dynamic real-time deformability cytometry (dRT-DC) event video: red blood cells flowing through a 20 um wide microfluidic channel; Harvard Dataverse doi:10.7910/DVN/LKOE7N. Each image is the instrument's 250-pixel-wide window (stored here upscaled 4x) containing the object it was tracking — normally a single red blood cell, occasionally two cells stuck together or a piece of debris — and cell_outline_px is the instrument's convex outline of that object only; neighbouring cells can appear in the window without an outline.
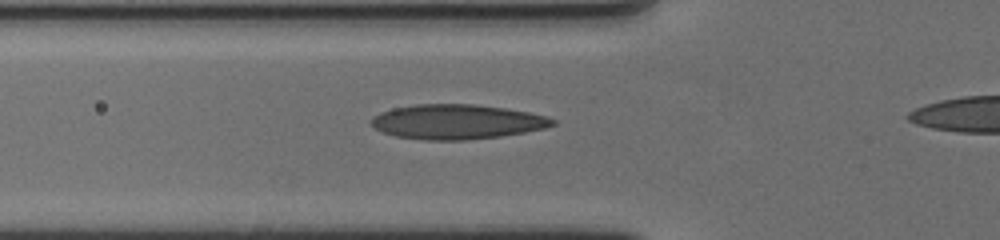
{"species": "human", "species_latin": "Homo sapiens", "temperature_condition": "cold", "stored_images_in_passage": 45, "camera_frame_rate_fps": 3000, "um_per_image_px": 0.085, "donor": {"sex": "female"}, "frame": {"image": 1, "passage_image": 15, "time_ms": 4.667, "image_size_px": [1000, 240], "cell_outline_px": [[556, 124], [544, 128], [524, 132], [500, 136], [464, 140], [424, 140], [396, 136], [384, 132], [376, 128], [372, 124], [372, 116], [380, 112], [392, 108], [416, 104], [476, 104], [504, 108], [528, 112], [548, 116], [556, 120]], "centroid_in_image_um": [38.85, 10.34], "position_along_channel_um": 87.0, "area_um2": 36.59}}
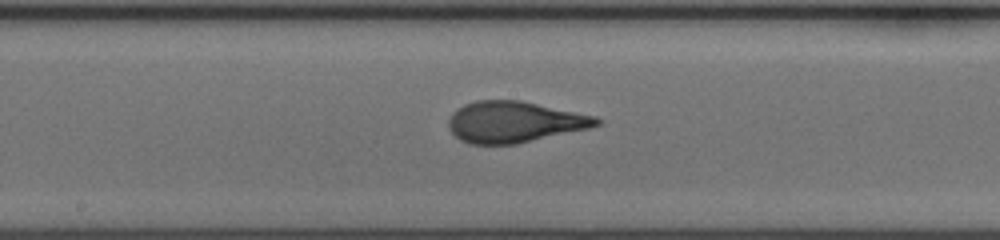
{"frame": {"image": 2, "passage_image": 25, "time_ms": 8.0, "image_size_px": [1000, 240], "cell_outline_px": [[600, 124], [588, 128], [516, 144], [468, 144], [460, 140], [448, 128], [448, 120], [452, 112], [464, 104], [476, 100], [520, 100], [596, 116], [600, 120]], "centroid_in_image_um": [43.67, 10.36], "position_along_channel_um": 204.5, "area_um2": 35.37}}
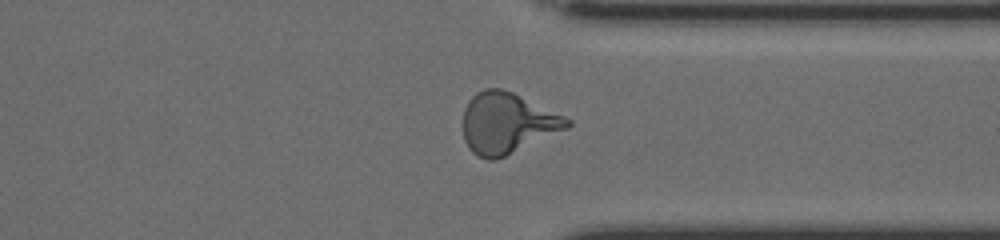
{"frame": {"image": 3, "passage_image": 39, "time_ms": 12.667, "image_size_px": [1000, 240], "cell_outline_px": [[572, 124], [568, 128], [496, 160], [488, 160], [476, 156], [468, 148], [464, 140], [464, 108], [468, 100], [476, 92], [484, 88], [500, 88], [512, 92], [564, 116], [572, 120]], "centroid_in_image_um": [43.08, 10.47], "position_along_channel_um": 368.3, "area_um2": 36.82}, "authors_computed_cell_mechanics": {"area_um2": 35.3736, "velocity_mm_per_s": 3.5283, "shape_relaxation_time_tau1_ms": 7.0824, "shape_relaxation_time_tau2_ms": 0.9709, "deformation_change_tau1": 0.2648, "deformation_change_tau2": 0.0815}}